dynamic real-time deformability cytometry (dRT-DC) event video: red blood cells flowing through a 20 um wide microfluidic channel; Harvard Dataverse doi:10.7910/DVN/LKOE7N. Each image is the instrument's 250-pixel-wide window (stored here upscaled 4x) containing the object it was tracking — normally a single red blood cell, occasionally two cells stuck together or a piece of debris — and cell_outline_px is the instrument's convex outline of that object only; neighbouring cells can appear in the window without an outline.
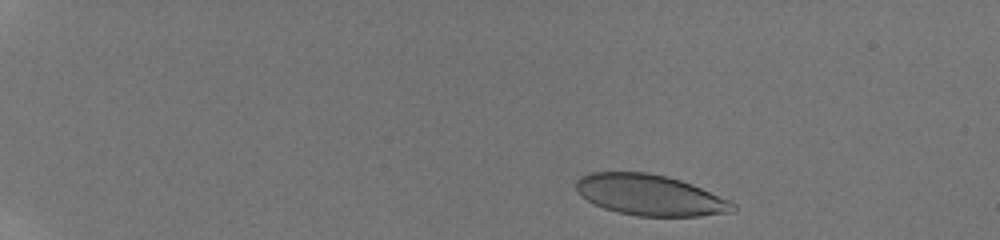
{"species": "human", "species_latin": "Homo sapiens", "temperature_condition": "room temperature", "stored_images_in_passage": 6, "camera_frame_rate_fps": 3000, "um_per_image_px": 0.085, "donor": {"sex": "male"}, "frame": {"image": 1, "passage_image": 2, "time_ms": 0.667, "image_size_px": [1000, 240], "cell_outline_px": [[736, 208], [732, 212], [700, 216], [636, 216], [604, 208], [580, 196], [576, 188], [576, 180], [580, 176], [592, 172], [648, 172], [680, 180], [692, 184], [728, 200], [736, 204]], "centroid_in_image_um": [55.23, 16.58], "position_along_channel_um": 29.8, "area_um2": 37.11}}
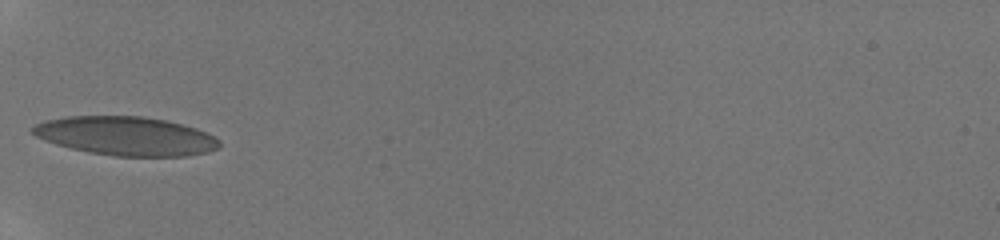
{"frame": {"image": 2, "passage_image": 6, "time_ms": 4.667, "image_size_px": [1000, 240], "cell_outline_px": [[220, 148], [208, 152], [188, 156], [112, 156], [88, 152], [56, 144], [44, 140], [36, 136], [32, 132], [32, 128], [36, 124], [44, 120], [68, 116], [140, 116], [164, 120], [184, 124], [196, 128], [220, 140]], "centroid_in_image_um": [10.71, 11.56], "position_along_channel_um": 74.3, "area_um2": 42.25}}